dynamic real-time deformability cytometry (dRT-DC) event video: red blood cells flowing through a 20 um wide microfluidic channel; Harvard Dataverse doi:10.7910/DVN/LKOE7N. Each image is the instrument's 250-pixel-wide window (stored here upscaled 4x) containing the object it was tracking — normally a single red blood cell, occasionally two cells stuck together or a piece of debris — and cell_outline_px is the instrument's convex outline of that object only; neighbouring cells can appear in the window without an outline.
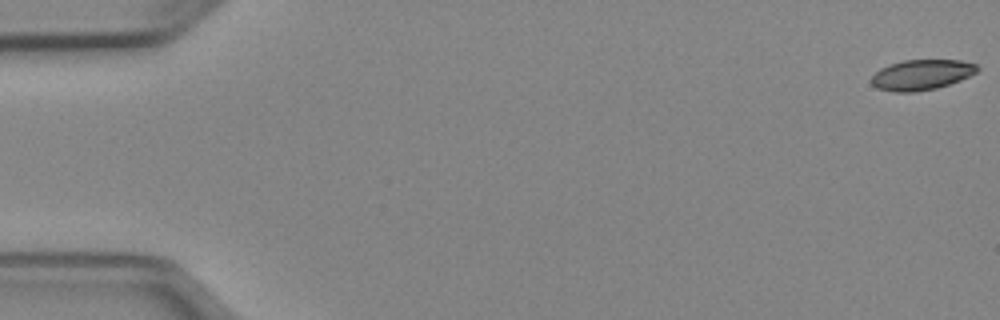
{"species": "Egyptian fruit bat (a non-hibernating species)", "species_latin": "Rousettus aegyptiacus", "temperature_condition": "cold", "stored_images_in_passage": 52, "camera_frame_rate_fps": 3000, "um_per_image_px": 0.085, "animal": {"sex": "female"}, "frame": {"image": 1, "passage_image": 1, "time_ms": 0.0, "image_size_px": [1000, 320], "cell_outline_px": [[980, 68], [976, 72], [960, 80], [936, 88], [912, 92], [892, 92], [876, 88], [872, 84], [872, 76], [880, 68], [888, 64], [904, 60], [960, 60], [976, 64]], "centroid_in_image_um": [78.31, 6.35], "position_along_channel_um": 6.7, "area_um2": 18.67}}
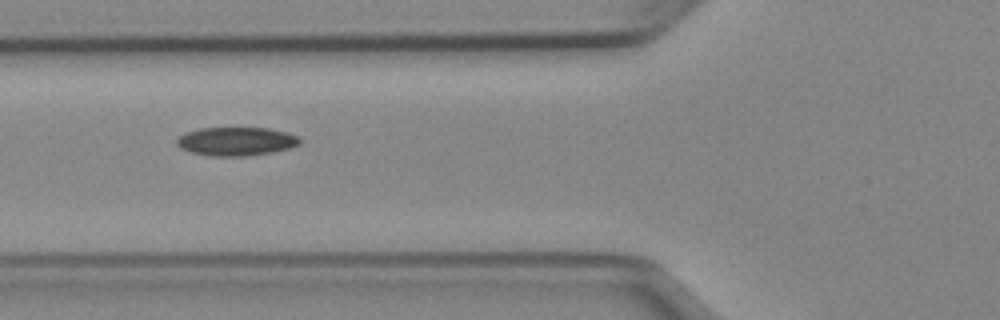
{"frame": {"image": 2, "passage_image": 20, "time_ms": 6.333, "image_size_px": [1000, 320], "cell_outline_px": [[300, 144], [288, 148], [272, 152], [244, 156], [212, 156], [192, 152], [180, 148], [176, 144], [176, 140], [184, 132], [200, 128], [268, 128], [288, 132], [296, 136], [300, 140]], "centroid_in_image_um": [20.05, 12.01], "position_along_channel_um": 105.7, "area_um2": 20.4}}
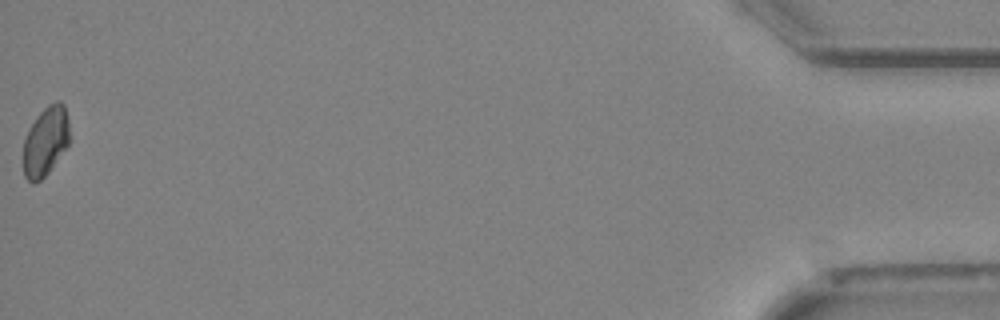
{"frame": {"image": 3, "passage_image": 52, "time_ms": 17.0, "image_size_px": [1000, 320], "cell_outline_px": [[68, 144], [48, 172], [40, 180], [32, 184], [24, 176], [24, 140], [36, 116], [48, 104], [56, 100], [60, 100], [64, 104], [68, 120]], "centroid_in_image_um": [3.87, 11.98], "position_along_channel_um": 431.3, "area_um2": 18.32}}